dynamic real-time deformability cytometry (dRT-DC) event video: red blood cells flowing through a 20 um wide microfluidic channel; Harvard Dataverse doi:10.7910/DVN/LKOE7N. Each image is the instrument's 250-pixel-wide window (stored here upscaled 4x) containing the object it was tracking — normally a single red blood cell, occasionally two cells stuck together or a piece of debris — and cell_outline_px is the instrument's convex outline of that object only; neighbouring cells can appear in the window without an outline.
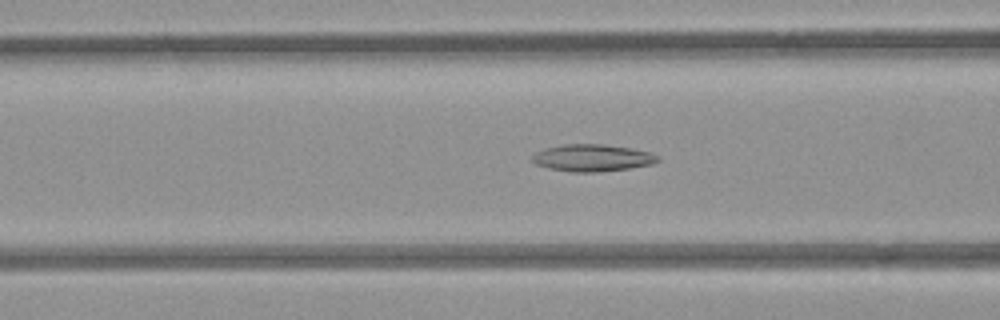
{"species": "common noctule bat (a hibernating species)", "species_latin": "Nyctalus noctula", "temperature_condition": "room temperature", "stored_images_in_passage": 52, "camera_frame_rate_fps": 3000, "um_per_image_px": 0.085, "animal": {"sex": "female", "body_mass_g": 21.9}, "frame": {"image": 1, "passage_image": 20, "time_ms": 6.333, "image_size_px": [1000, 320], "cell_outline_px": [[660, 160], [652, 164], [628, 168], [596, 172], [572, 172], [548, 168], [536, 164], [532, 160], [532, 156], [536, 152], [544, 148], [564, 144], [604, 144], [632, 148], [648, 152], [660, 156]], "centroid_in_image_um": [50.34, 13.41], "position_along_channel_um": 116.3, "area_um2": 19.77}}
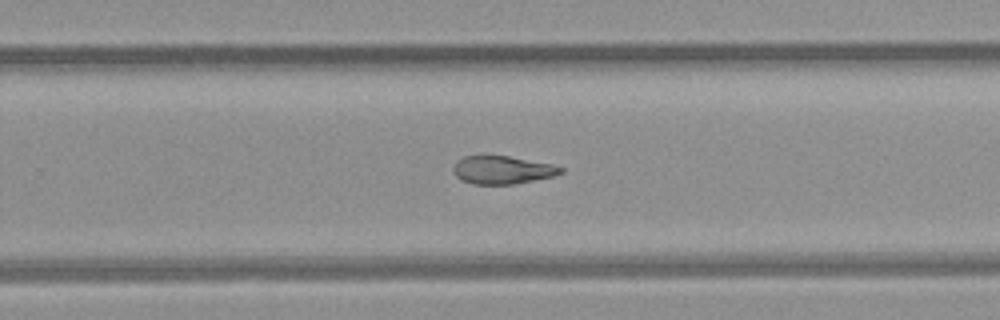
{"frame": {"image": 2, "passage_image": 33, "time_ms": 10.667, "image_size_px": [1000, 320], "cell_outline_px": [[564, 172], [552, 176], [516, 184], [472, 184], [460, 180], [456, 176], [452, 168], [464, 156], [508, 156], [552, 164], [564, 168]], "centroid_in_image_um": [42.71, 14.46], "position_along_channel_um": 287.1, "area_um2": 17.4}}
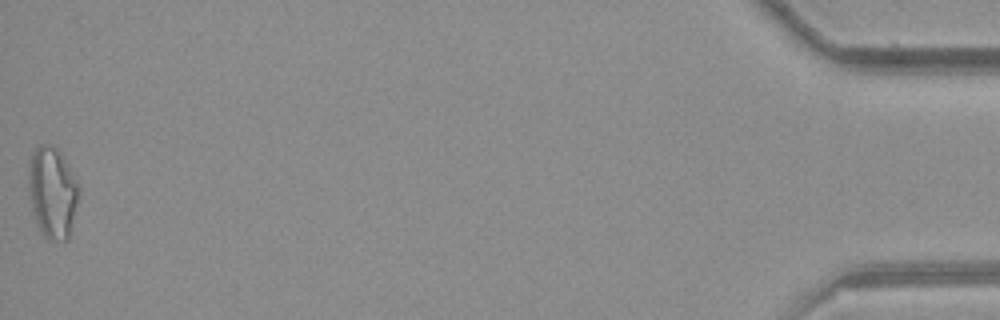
{"frame": {"image": 3, "passage_image": 52, "time_ms": 17.0, "image_size_px": [1000, 320], "cell_outline_px": [[80, 192], [68, 240], [48, 240], [44, 236], [36, 220], [32, 208], [28, 192], [28, 160], [36, 148], [40, 144], [52, 144], [56, 148], [68, 164], [80, 188]], "centroid_in_image_um": [4.45, 16.33], "position_along_channel_um": 430.8, "area_um2": 26.82}, "authors_computed_cell_mechanics": {"area_um2": 19.6231, "velocity_mm_per_s": 3.9369, "shape_relaxation_time_tau1_ms": null, "shape_relaxation_time_tau2_ms": 7.3481, "deformation_change_tau1": null, "deformation_change_tau2": 0.1755}}